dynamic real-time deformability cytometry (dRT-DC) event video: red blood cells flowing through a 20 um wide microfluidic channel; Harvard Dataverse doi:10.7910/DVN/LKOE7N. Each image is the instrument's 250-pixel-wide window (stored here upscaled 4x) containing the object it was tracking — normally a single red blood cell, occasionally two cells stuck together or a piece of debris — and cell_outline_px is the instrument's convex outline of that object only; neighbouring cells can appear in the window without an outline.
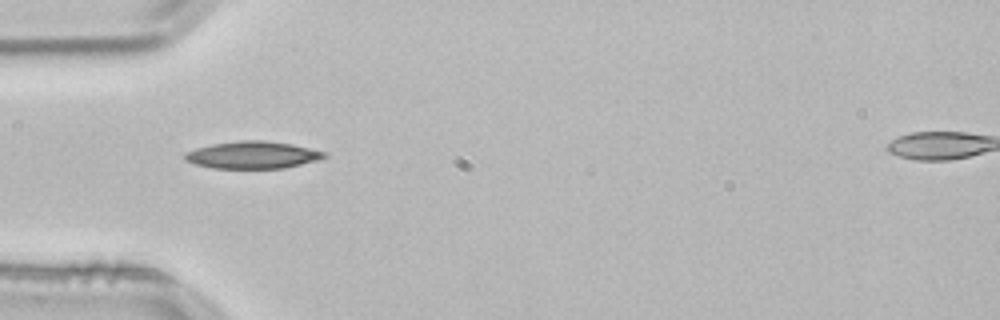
{"species": "common noctule bat (a hibernating species)", "species_latin": "Nyctalus noctula", "temperature_condition": "room temperature", "stored_images_in_passage": 1, "camera_frame_rate_fps": 3000, "um_per_image_px": 0.085, "animal": {"sex": "male", "body_mass_g": 21.5, "forearm_length_mm": 52.0}, "frame": {"image": 1, "passage_image": 1, "time_ms": 0.0, "image_size_px": [1000, 320], "cell_outline_px": [[328, 156], [316, 160], [284, 168], [212, 168], [196, 164], [184, 160], [184, 152], [196, 148], [212, 144], [240, 140], [264, 140], [292, 144], [328, 152]], "centroid_in_image_um": [21.46, 13.16], "position_along_channel_um": 63.5, "area_um2": 22.14}}